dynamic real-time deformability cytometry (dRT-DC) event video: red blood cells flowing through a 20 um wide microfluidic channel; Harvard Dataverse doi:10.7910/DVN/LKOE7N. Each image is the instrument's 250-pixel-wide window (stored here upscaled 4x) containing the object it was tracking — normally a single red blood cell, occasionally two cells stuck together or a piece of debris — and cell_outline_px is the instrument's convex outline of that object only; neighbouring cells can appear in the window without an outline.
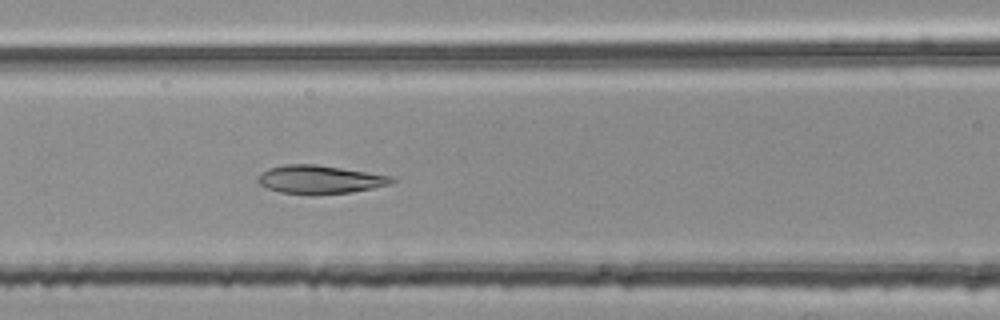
{"species": "common noctule bat (a hibernating species)", "species_latin": "Nyctalus noctula", "temperature_condition": "room temperature", "stored_images_in_passage": 52, "camera_frame_rate_fps": 3000, "um_per_image_px": 0.085, "animal": {"sex": "female", "body_mass_g": 25.1}, "frame": {"image": 1, "passage_image": 22, "time_ms": 7.0, "image_size_px": [1000, 320], "cell_outline_px": [[396, 180], [388, 184], [372, 188], [352, 192], [312, 196], [280, 192], [268, 188], [260, 184], [256, 180], [268, 168], [284, 164], [316, 164], [396, 176]], "centroid_in_image_um": [27.22, 15.27], "position_along_channel_um": 139.4, "area_um2": 22.43}}
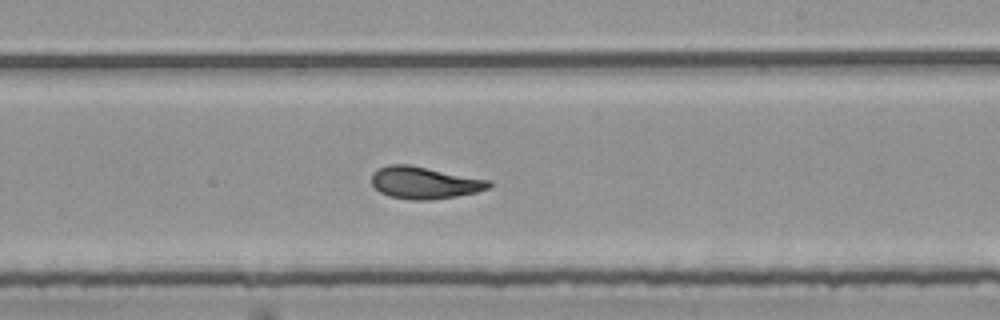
{"frame": {"image": 2, "passage_image": 31, "time_ms": 10.0, "image_size_px": [1000, 320], "cell_outline_px": [[492, 184], [488, 188], [476, 192], [456, 196], [432, 200], [412, 200], [388, 196], [380, 192], [372, 184], [372, 172], [388, 164], [408, 164], [492, 180]], "centroid_in_image_um": [36.08, 15.53], "position_along_channel_um": 252.9, "area_um2": 22.02}}
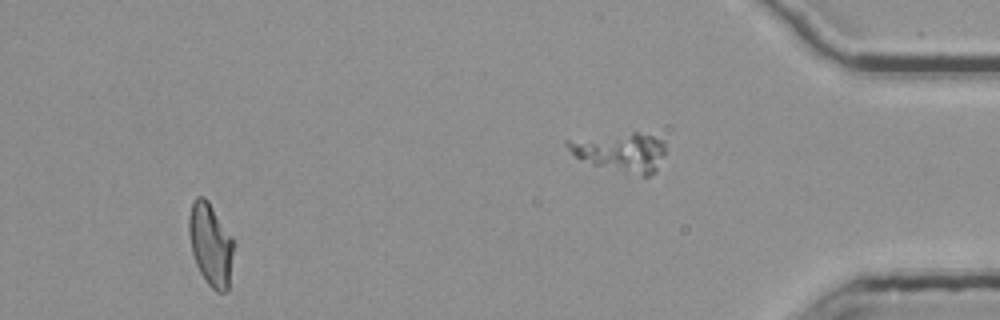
{"frame": {"image": 3, "passage_image": 50, "time_ms": 16.333, "image_size_px": [1000, 320], "cell_outline_px": [[236, 244], [228, 292], [216, 292], [208, 284], [200, 272], [196, 264], [192, 252], [188, 232], [188, 216], [192, 200], [196, 196], [204, 196], [208, 200], [232, 236]], "centroid_in_image_um": [17.93, 20.77], "position_along_channel_um": 417.3, "area_um2": 22.2}, "authors_computed_cell_mechanics": {"area_um2": 22.1952, "velocity_mm_per_s": 3.7919, "shape_relaxation_time_tau1_ms": 4.883, "shape_relaxation_time_tau2_ms": 1.8876, "deformation_change_tau1": 0.1491, "deformation_change_tau2": 0.0853}}